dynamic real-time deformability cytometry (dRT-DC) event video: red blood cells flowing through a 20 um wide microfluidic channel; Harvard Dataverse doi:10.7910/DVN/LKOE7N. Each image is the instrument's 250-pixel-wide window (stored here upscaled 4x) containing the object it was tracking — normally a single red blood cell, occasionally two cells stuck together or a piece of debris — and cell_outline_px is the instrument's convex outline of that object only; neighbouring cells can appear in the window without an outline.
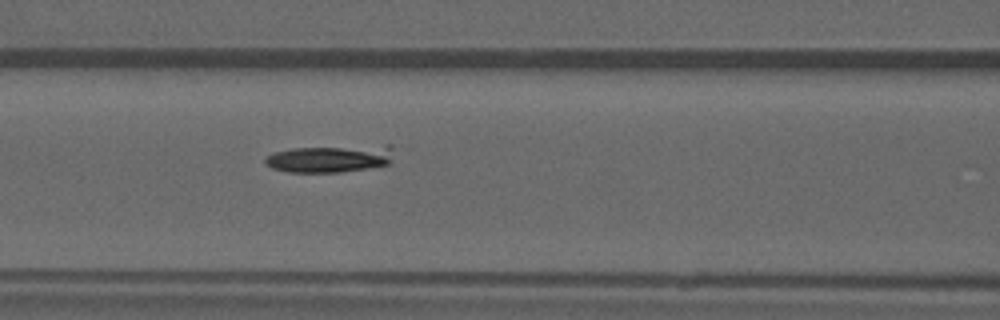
{"species": "common noctule bat (a hibernating species)", "species_latin": "Nyctalus noctula", "temperature_condition": "warm", "stored_images_in_passage": 4, "camera_frame_rate_fps": 3000, "um_per_image_px": 0.085, "animal": {"sex": "male", "forearm_length_mm": 52.5}, "frame": {"image": 1, "passage_image": 4, "time_ms": 3.667, "image_size_px": [1000, 320], "cell_outline_px": [[396, 148], [388, 164], [368, 168], [340, 172], [288, 172], [272, 168], [264, 160], [268, 156], [276, 152], [292, 148], [388, 144], [392, 144]], "centroid_in_image_um": [28.16, 13.46], "position_along_channel_um": 138.4, "area_um2": 20.69}}